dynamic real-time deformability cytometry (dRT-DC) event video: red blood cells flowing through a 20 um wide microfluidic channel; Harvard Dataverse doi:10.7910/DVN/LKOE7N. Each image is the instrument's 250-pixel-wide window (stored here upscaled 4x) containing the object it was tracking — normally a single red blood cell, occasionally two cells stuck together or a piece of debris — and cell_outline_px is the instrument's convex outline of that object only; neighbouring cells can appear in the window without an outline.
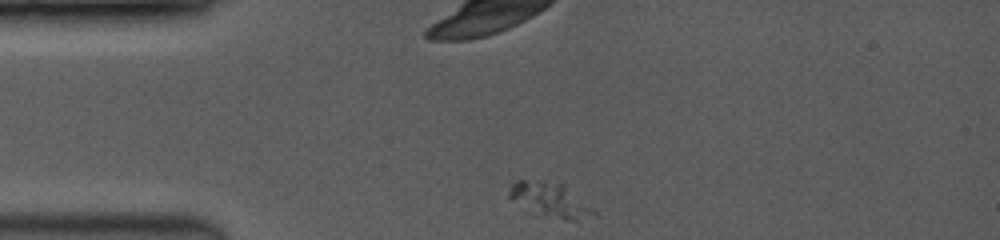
{"species": "common noctule bat (a hibernating species)", "species_latin": "Nyctalus noctula", "temperature_condition": "room temperature", "stored_images_in_passage": 50, "camera_frame_rate_fps": 3500, "um_per_image_px": 0.085, "animal": {"sex": "female", "body_mass_g": 19.0, "forearm_length_mm": 53.3}, "frame": {"image": 1, "passage_image": 1, "time_ms": 0.0, "image_size_px": [1000, 240], "cell_outline_px": [[596, 216], [576, 220], [564, 220], [512, 200], [508, 196], [508, 192], [512, 184], [516, 180], [524, 180], [564, 184], [596, 212]], "centroid_in_image_um": [46.81, 16.96], "position_along_channel_um": 38.2, "area_um2": 15.72}}
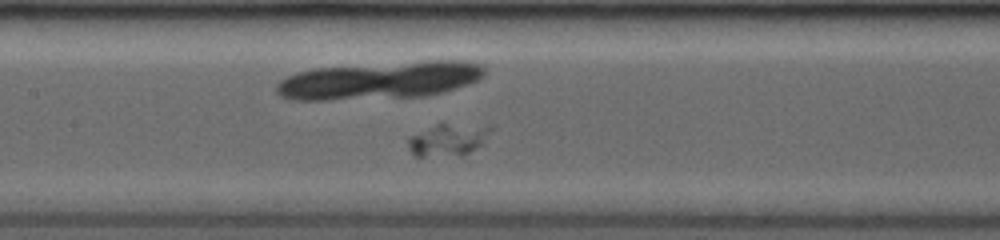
{"frame": {"image": 2, "passage_image": 21, "time_ms": 4.0, "image_size_px": [1000, 240], "cell_outline_px": [[492, 128], [484, 140], [480, 144], [468, 152], [460, 156], [416, 156], [408, 148], [408, 140], [412, 136], [444, 120], [492, 124]], "centroid_in_image_um": [38.15, 11.79], "position_along_channel_um": 169.2, "area_um2": 16.07}}
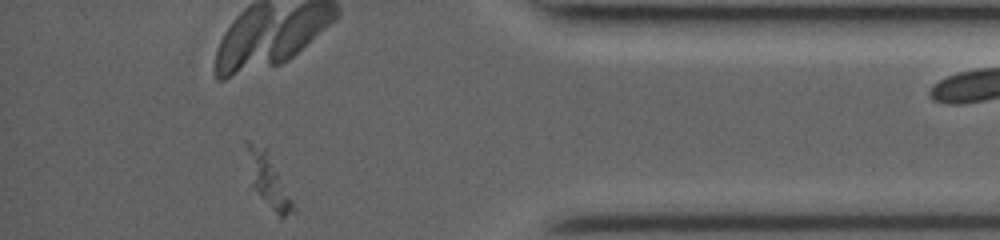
{"frame": {"image": 3, "passage_image": 50, "time_ms": 10.571, "image_size_px": [1000, 240], "cell_outline_px": [[296, 212], [280, 220], [248, 192], [244, 144], [244, 140], [248, 140], [268, 148], [296, 208]], "centroid_in_image_um": [22.68, 15.39], "position_along_channel_um": 412.5, "area_um2": 16.59}}